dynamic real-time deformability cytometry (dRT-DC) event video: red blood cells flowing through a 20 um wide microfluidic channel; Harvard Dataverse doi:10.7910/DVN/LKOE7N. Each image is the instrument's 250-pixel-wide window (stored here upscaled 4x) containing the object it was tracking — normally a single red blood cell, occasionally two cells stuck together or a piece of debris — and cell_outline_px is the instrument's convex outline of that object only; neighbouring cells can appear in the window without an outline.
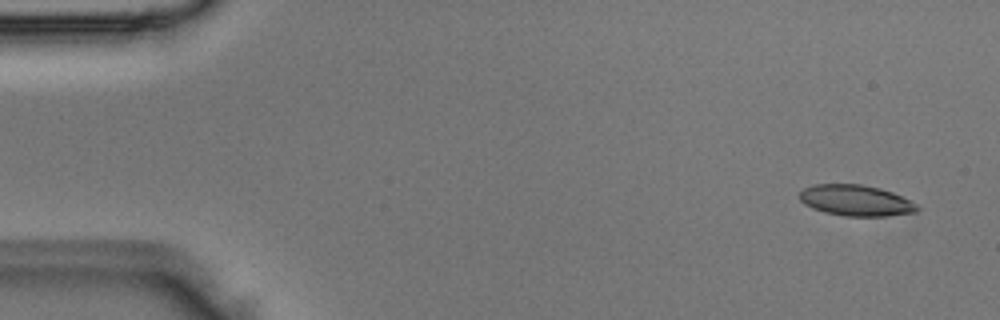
{"species": "Egyptian fruit bat (a non-hibernating species)", "species_latin": "Rousettus aegyptiacus", "temperature_condition": "room temperature", "stored_images_in_passage": 4, "camera_frame_rate_fps": 3000, "um_per_image_px": 0.085, "animal": {"sex": "male"}, "frame": {"image": 1, "passage_image": 1, "time_ms": 0.0, "image_size_px": [1000, 320], "cell_outline_px": [[920, 208], [916, 212], [888, 216], [844, 216], [824, 212], [812, 208], [804, 204], [800, 200], [800, 192], [804, 188], [812, 184], [860, 184], [880, 188], [892, 192], [916, 204]], "centroid_in_image_um": [72.72, 17.04], "position_along_channel_um": 12.3, "area_um2": 21.21}}
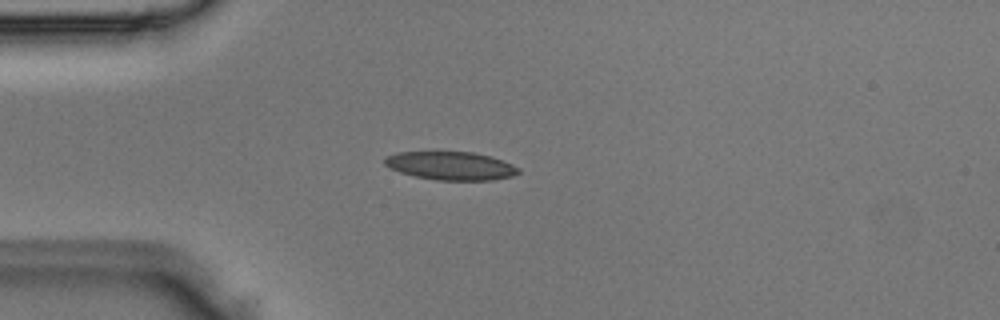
{"frame": {"image": 2, "passage_image": 4, "time_ms": 1.0, "image_size_px": [1000, 320], "cell_outline_px": [[520, 172], [512, 176], [492, 180], [436, 180], [416, 176], [400, 172], [388, 168], [384, 164], [384, 156], [396, 152], [436, 148], [472, 152], [488, 156], [512, 164], [520, 168]], "centroid_in_image_um": [38.21, 14.03], "position_along_channel_um": 46.8, "area_um2": 23.12}}